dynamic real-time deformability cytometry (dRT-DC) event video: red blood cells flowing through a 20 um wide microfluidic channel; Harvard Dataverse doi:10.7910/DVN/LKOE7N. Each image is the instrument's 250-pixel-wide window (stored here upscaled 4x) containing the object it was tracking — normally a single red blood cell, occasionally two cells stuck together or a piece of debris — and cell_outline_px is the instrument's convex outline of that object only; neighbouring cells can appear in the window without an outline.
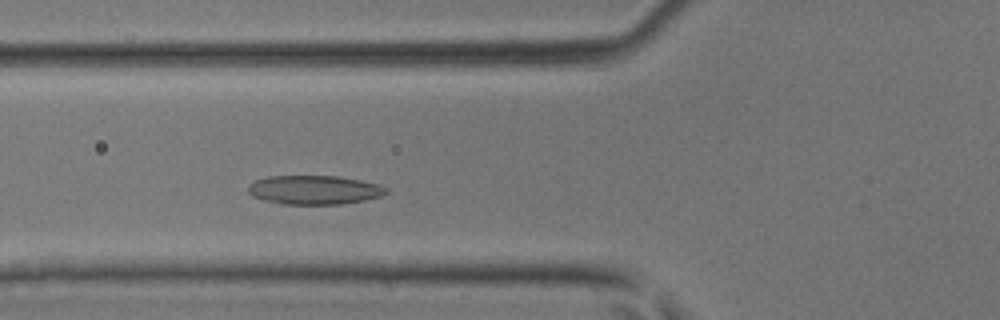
{"species": "common noctule bat (a hibernating species)", "species_latin": "Nyctalus noctula", "temperature_condition": "room temperature", "stored_images_in_passage": 32, "camera_frame_rate_fps": 3000, "um_per_image_px": 0.085, "animal": {"sex": "male", "body_mass_g": 17.9, "forearm_length_mm": 54.2}, "frame": {"image": 1, "passage_image": 10, "time_ms": 3.0, "image_size_px": [1000, 320], "cell_outline_px": [[388, 192], [380, 196], [364, 200], [340, 204], [284, 204], [264, 200], [252, 196], [248, 192], [248, 184], [256, 180], [268, 176], [336, 176], [360, 180], [380, 184], [388, 188]], "centroid_in_image_um": [26.71, 16.14], "position_along_channel_um": 99.1, "area_um2": 23.29}}
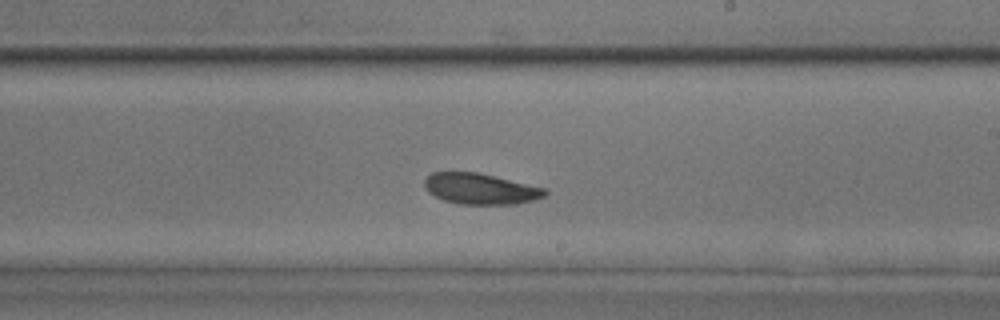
{"frame": {"image": 2, "passage_image": 20, "time_ms": 6.333, "image_size_px": [1000, 320], "cell_outline_px": [[548, 192], [544, 196], [536, 200], [516, 204], [460, 204], [444, 200], [428, 192], [424, 188], [424, 180], [432, 172], [480, 172], [544, 188]], "centroid_in_image_um": [40.83, 16.04], "position_along_channel_um": 248.2, "area_um2": 21.73}}
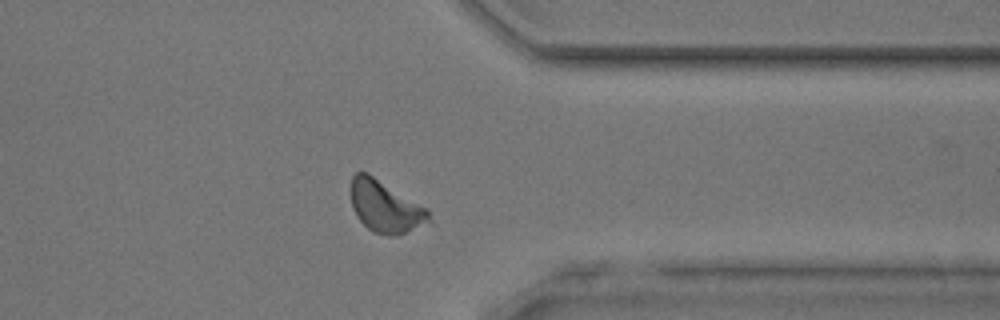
{"frame": {"image": 3, "passage_image": 29, "time_ms": 9.333, "image_size_px": [1000, 320], "cell_outline_px": [[436, 224], [392, 236], [388, 236], [372, 232], [356, 216], [352, 208], [352, 176], [356, 172], [368, 172], [428, 208]], "centroid_in_image_um": [32.86, 17.6], "position_along_channel_um": 378.5, "area_um2": 24.22}}